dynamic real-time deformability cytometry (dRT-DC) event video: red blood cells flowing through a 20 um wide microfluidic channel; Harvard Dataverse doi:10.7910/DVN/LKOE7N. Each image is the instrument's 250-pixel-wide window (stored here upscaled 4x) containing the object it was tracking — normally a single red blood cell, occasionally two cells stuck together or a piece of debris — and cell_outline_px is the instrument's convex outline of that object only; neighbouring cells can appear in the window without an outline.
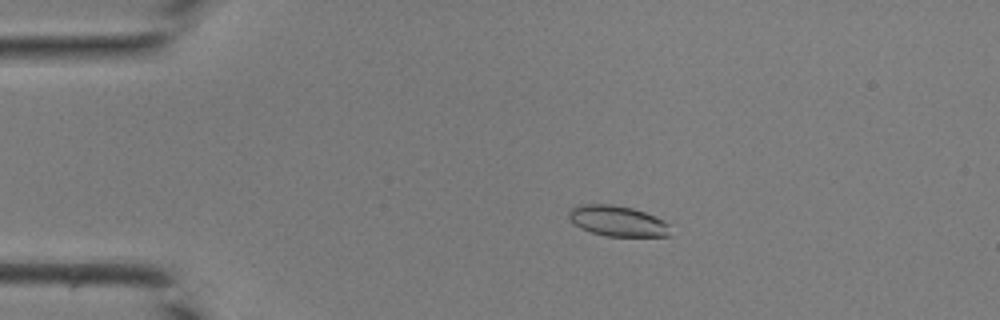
{"species": "common noctule bat (a hibernating species)", "species_latin": "Nyctalus noctula", "temperature_condition": "room temperature", "stored_images_in_passage": 43, "camera_frame_rate_fps": 3000, "um_per_image_px": 0.085, "animal": {"sex": "male", "body_mass_g": 19.0, "forearm_length_mm": 50.8}, "frame": {"image": 1, "passage_image": 9, "time_ms": 2.667, "image_size_px": [1000, 320], "cell_outline_px": [[672, 236], [608, 236], [592, 232], [580, 228], [568, 216], [568, 208], [580, 204], [612, 204], [632, 208], [644, 212], [664, 220], [668, 224]], "centroid_in_image_um": [52.49, 18.77], "position_along_channel_um": 32.5, "area_um2": 18.09}}
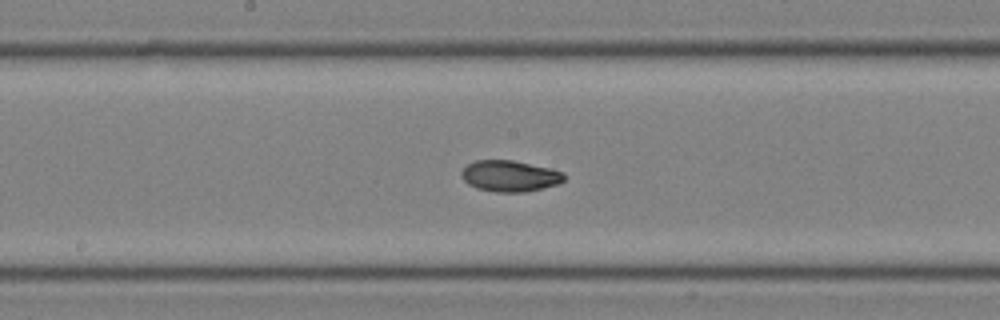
{"frame": {"image": 2, "passage_image": 23, "time_ms": 7.333, "image_size_px": [1000, 320], "cell_outline_px": [[564, 180], [560, 184], [544, 188], [524, 192], [496, 192], [476, 188], [468, 184], [460, 176], [460, 172], [468, 164], [476, 160], [512, 160], [552, 168], [564, 172]], "centroid_in_image_um": [43.35, 14.96], "position_along_channel_um": 204.9, "area_um2": 18.84}}
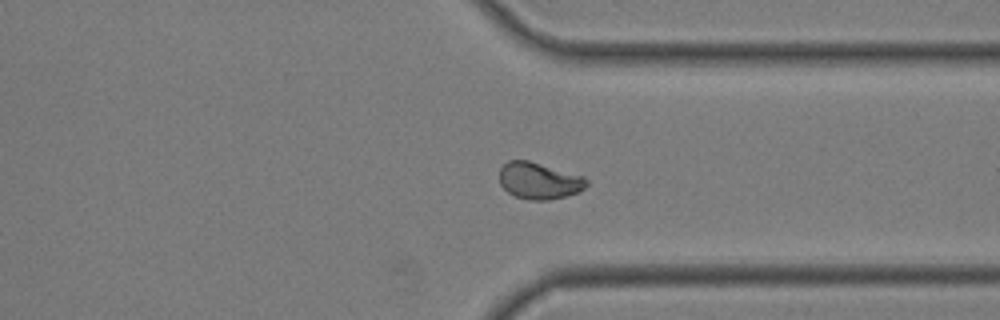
{"frame": {"image": 3, "passage_image": 33, "time_ms": 10.667, "image_size_px": [1000, 320], "cell_outline_px": [[588, 184], [580, 192], [548, 200], [528, 200], [516, 196], [508, 192], [500, 184], [500, 168], [508, 160], [528, 160], [584, 176], [588, 180]], "centroid_in_image_um": [45.83, 15.36], "position_along_channel_um": 365.6, "area_um2": 18.61}}